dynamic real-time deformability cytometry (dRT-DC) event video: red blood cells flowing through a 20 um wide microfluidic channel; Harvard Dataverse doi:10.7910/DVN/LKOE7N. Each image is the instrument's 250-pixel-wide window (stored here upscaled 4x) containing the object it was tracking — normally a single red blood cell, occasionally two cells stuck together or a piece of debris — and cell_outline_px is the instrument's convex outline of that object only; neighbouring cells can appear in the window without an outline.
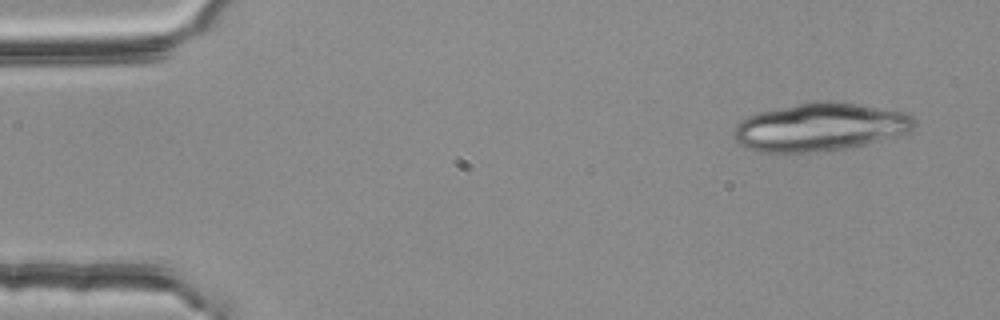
{"species": "common noctule bat (a hibernating species)", "species_latin": "Nyctalus noctula", "temperature_condition": "room temperature", "stored_images_in_passage": 3, "camera_frame_rate_fps": 3000, "um_per_image_px": 0.085, "animal": {"sex": "female", "body_mass_g": 25.1}, "frame": {"image": 1, "passage_image": 1, "time_ms": 0.0, "image_size_px": [1000, 320], "cell_outline_px": [[916, 124], [908, 132], [864, 144], [844, 148], [808, 152], [760, 152], [748, 148], [740, 144], [736, 140], [732, 132], [736, 124], [740, 120], [748, 116], [760, 112], [816, 100], [832, 100], [904, 112], [912, 116], [916, 120]], "centroid_in_image_um": [69.67, 10.79], "position_along_channel_um": 15.3, "area_um2": 50.05}}